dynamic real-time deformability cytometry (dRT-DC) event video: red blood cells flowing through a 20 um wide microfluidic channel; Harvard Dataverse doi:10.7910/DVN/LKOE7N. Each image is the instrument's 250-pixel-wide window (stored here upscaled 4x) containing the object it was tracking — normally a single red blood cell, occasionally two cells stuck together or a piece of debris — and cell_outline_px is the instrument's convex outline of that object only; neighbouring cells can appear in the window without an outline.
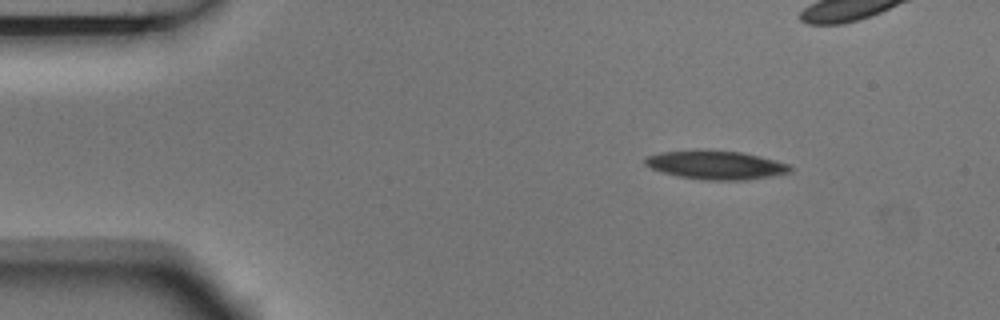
{"species": "Egyptian fruit bat (a non-hibernating species)", "species_latin": "Rousettus aegyptiacus", "temperature_condition": "room temperature", "stored_images_in_passage": 3, "camera_frame_rate_fps": 3000, "um_per_image_px": 0.085, "animal": {"sex": "male"}, "frame": {"image": 1, "passage_image": 1, "time_ms": 0.0, "image_size_px": [1000, 320], "cell_outline_px": [[792, 172], [772, 176], [744, 180], [708, 180], [676, 176], [660, 172], [644, 164], [644, 156], [660, 152], [708, 148], [740, 152], [760, 156], [792, 164]], "centroid_in_image_um": [60.84, 14.0], "position_along_channel_um": 24.2, "area_um2": 24.91}}